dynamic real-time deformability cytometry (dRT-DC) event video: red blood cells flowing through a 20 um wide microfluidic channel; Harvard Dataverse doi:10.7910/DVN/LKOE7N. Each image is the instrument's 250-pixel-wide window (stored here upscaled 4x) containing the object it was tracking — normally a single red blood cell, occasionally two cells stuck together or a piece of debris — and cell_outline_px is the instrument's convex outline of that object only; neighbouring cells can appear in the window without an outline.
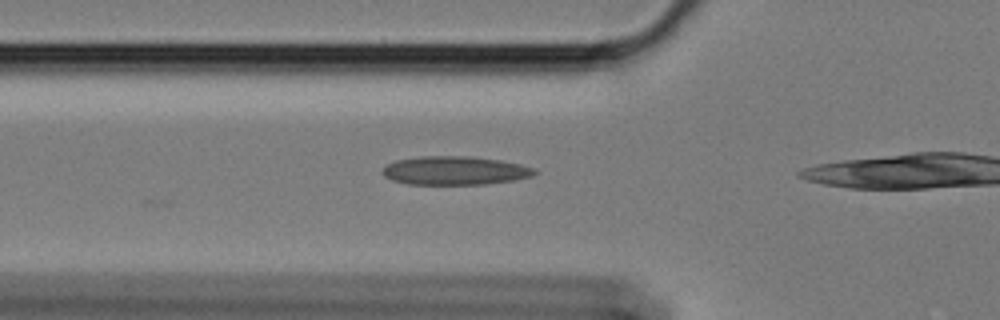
{"species": "Egyptian fruit bat (a non-hibernating species)", "species_latin": "Rousettus aegyptiacus", "temperature_condition": "cold", "stored_images_in_passage": 42, "camera_frame_rate_fps": 3000, "um_per_image_px": 0.085, "animal": {"sex": "female"}, "frame": {"image": 1, "passage_image": 2, "time_ms": 0.333, "image_size_px": [1000, 320], "cell_outline_px": [[536, 172], [532, 176], [516, 180], [484, 184], [408, 184], [392, 180], [384, 176], [380, 172], [388, 164], [396, 160], [420, 156], [468, 156], [500, 160], [520, 164], [536, 168]], "centroid_in_image_um": [38.67, 14.5], "position_along_channel_um": 87.1, "area_um2": 25.37}}
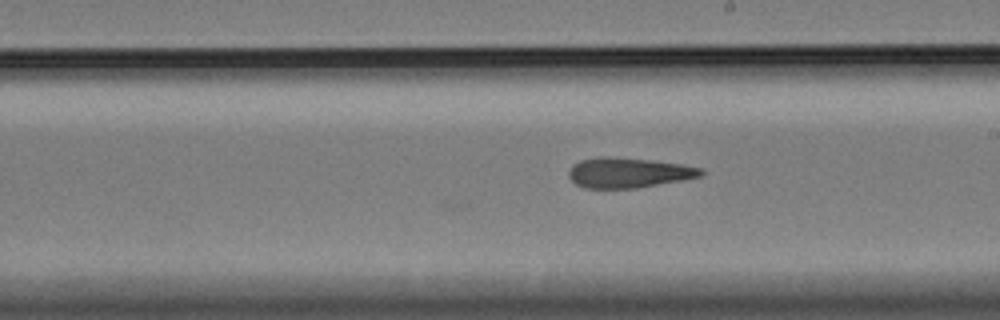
{"frame": {"image": 2, "passage_image": 15, "time_ms": 4.667, "image_size_px": [1000, 320], "cell_outline_px": [[704, 172], [700, 176], [684, 180], [636, 188], [584, 188], [576, 184], [568, 176], [568, 172], [572, 164], [580, 160], [596, 156], [608, 156], [648, 160], [680, 164], [704, 168]], "centroid_in_image_um": [53.39, 14.67], "position_along_channel_um": 235.6, "area_um2": 23.29}}
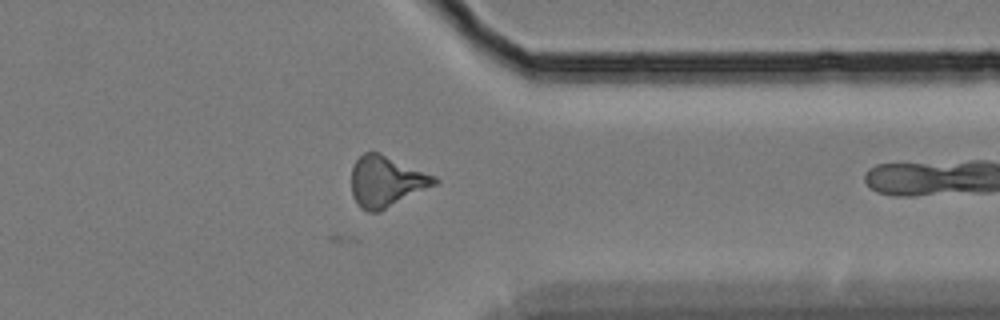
{"frame": {"image": 3, "passage_image": 28, "time_ms": 9.0, "image_size_px": [1000, 320], "cell_outline_px": [[440, 180], [436, 184], [380, 212], [368, 212], [360, 208], [356, 204], [352, 196], [352, 168], [356, 160], [364, 152], [380, 152], [436, 176]], "centroid_in_image_um": [32.82, 15.43], "position_along_channel_um": 378.6, "area_um2": 24.8}}